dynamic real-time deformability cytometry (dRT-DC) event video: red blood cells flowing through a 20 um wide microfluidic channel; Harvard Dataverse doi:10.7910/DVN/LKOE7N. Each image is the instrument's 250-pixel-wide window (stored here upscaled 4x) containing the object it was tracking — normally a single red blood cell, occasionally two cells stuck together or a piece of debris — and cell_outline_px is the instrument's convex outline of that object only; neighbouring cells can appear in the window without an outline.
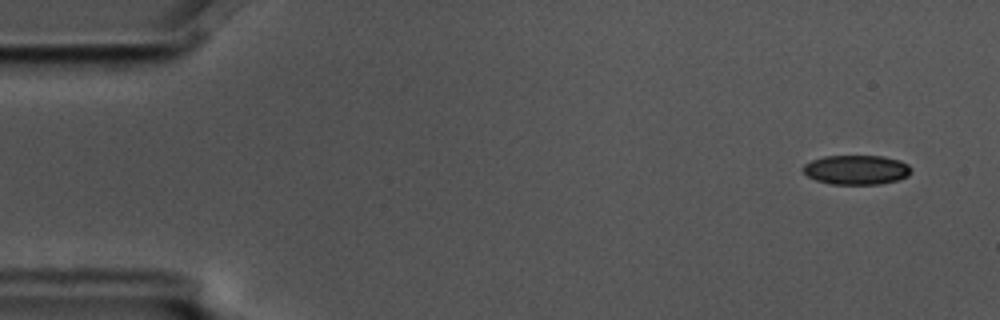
{"species": "common noctule bat (a hibernating species)", "species_latin": "Nyctalus noctula", "temperature_condition": "cold", "stored_images_in_passage": 5, "camera_frame_rate_fps": 3000, "um_per_image_px": 0.085, "animal": {"sex": "male", "body_mass_g": 17.5, "forearm_length_mm": 52.3}, "frame": {"image": 1, "passage_image": 1, "time_ms": 0.0, "image_size_px": [1000, 320], "cell_outline_px": [[912, 168], [908, 176], [900, 180], [880, 184], [832, 184], [816, 180], [808, 176], [800, 168], [804, 164], [812, 160], [824, 156], [884, 156], [900, 160], [908, 164]], "centroid_in_image_um": [72.81, 14.43], "position_along_channel_um": 12.2, "area_um2": 18.73}}
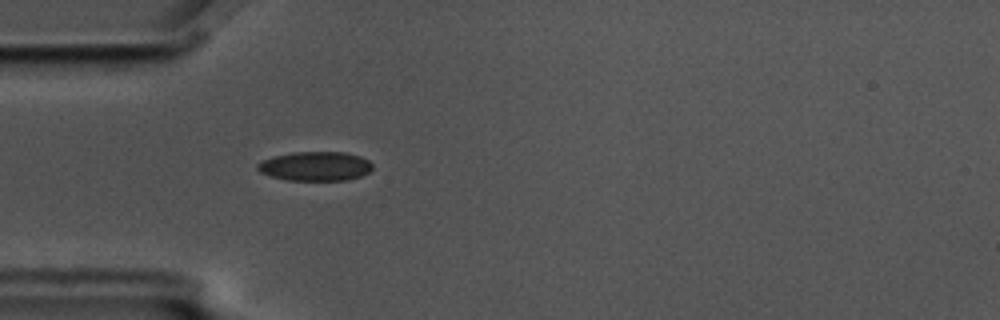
{"frame": {"image": 2, "passage_image": 5, "time_ms": 1.333, "image_size_px": [1000, 320], "cell_outline_px": [[372, 168], [368, 172], [360, 176], [348, 180], [288, 180], [272, 176], [260, 172], [256, 168], [256, 164], [264, 160], [276, 156], [292, 152], [344, 152], [360, 156], [368, 160], [372, 164]], "centroid_in_image_um": [26.81, 14.12], "position_along_channel_um": 58.2, "area_um2": 19.42}}